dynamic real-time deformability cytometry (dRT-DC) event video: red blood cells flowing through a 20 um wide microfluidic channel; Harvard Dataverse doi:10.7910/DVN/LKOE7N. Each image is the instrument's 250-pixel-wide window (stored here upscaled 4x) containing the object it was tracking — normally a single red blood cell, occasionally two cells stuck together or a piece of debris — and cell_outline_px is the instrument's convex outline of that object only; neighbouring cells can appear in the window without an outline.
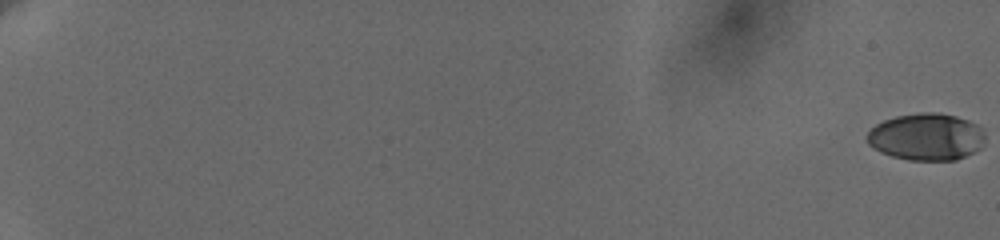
{"species": "human", "species_latin": "Homo sapiens", "temperature_condition": "cold", "stored_images_in_passage": 39, "camera_frame_rate_fps": 3000, "um_per_image_px": 0.085, "donor": {"sex": "female"}, "frame": {"image": 1, "passage_image": 1, "time_ms": 0.0, "image_size_px": [1000, 240], "cell_outline_px": [[984, 140], [980, 148], [976, 152], [956, 160], [908, 160], [892, 156], [880, 152], [868, 144], [868, 132], [876, 124], [884, 120], [896, 116], [920, 112], [940, 112], [956, 116], [980, 124], [984, 128]], "centroid_in_image_um": [78.79, 11.62], "position_along_channel_um": 6.2, "area_um2": 32.71}}
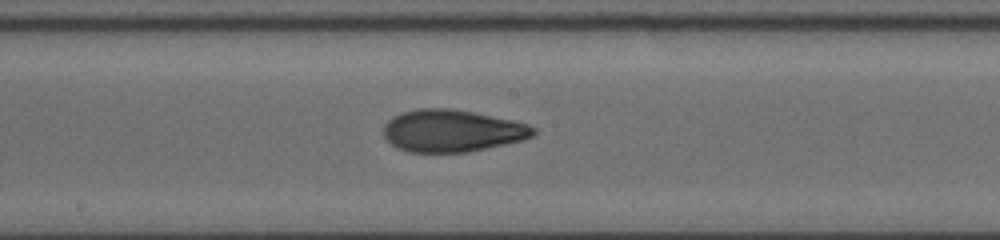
{"frame": {"image": 2, "passage_image": 22, "time_ms": 12.333, "image_size_px": [1000, 240], "cell_outline_px": [[536, 132], [532, 136], [524, 140], [468, 152], [408, 152], [396, 148], [384, 136], [384, 124], [392, 116], [416, 108], [448, 108], [472, 112], [512, 120], [528, 124], [536, 128]], "centroid_in_image_um": [38.42, 11.12], "position_along_channel_um": 209.8, "area_um2": 36.82}}
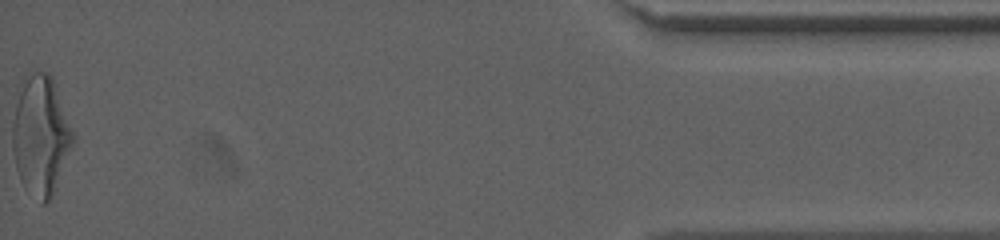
{"frame": {"image": 3, "passage_image": 39, "time_ms": 20.333, "image_size_px": [1000, 240], "cell_outline_px": [[72, 140], [56, 188], [48, 200], [44, 204], [40, 204], [24, 188], [20, 180], [16, 168], [12, 148], [12, 124], [16, 104], [20, 92], [24, 84], [36, 72], [48, 72], [52, 76], [72, 132]], "centroid_in_image_um": [3.42, 11.6], "position_along_channel_um": 431.8, "area_um2": 40.63}, "authors_computed_cell_mechanics": {"area_um2": 35.836, "velocity_mm_per_s": 3.6567, "shape_relaxation_time_tau1_ms": 4.4765, "shape_relaxation_time_tau2_ms": 1.308, "deformation_change_tau1": 0.1676, "deformation_change_tau2": 0.0776}}